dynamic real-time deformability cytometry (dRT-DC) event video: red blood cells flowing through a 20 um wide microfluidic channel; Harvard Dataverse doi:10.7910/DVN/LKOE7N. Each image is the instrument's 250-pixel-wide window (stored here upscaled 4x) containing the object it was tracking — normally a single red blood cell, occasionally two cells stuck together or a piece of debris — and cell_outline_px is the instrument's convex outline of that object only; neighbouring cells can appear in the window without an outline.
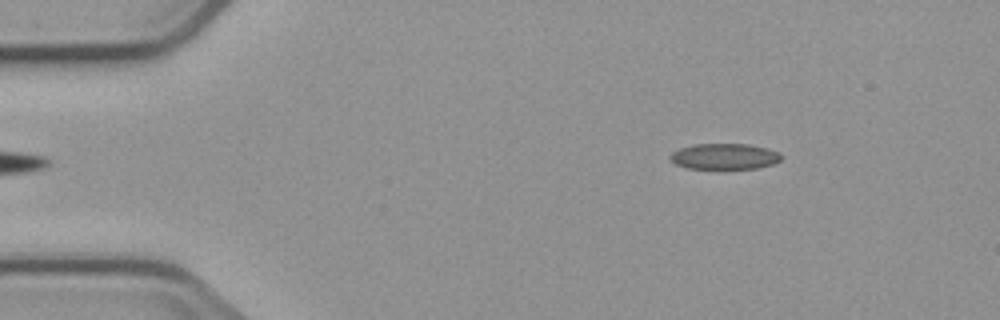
{"species": "common noctule bat (a hibernating species)", "species_latin": "Nyctalus noctula", "temperature_condition": "cold", "stored_images_in_passage": 2, "camera_frame_rate_fps": 3000, "um_per_image_px": 0.085, "animal": {"sex": "male", "body_mass_g": 23.1, "forearm_length_mm": 52.7}, "frame": {"image": 1, "passage_image": 2, "time_ms": 2.0, "image_size_px": [1000, 320], "cell_outline_px": [[784, 156], [776, 164], [756, 168], [724, 172], [688, 168], [676, 164], [668, 156], [672, 152], [680, 148], [692, 144], [748, 144], [764, 148], [776, 152]], "centroid_in_image_um": [61.57, 13.35], "position_along_channel_um": 23.4, "area_um2": 17.57}}